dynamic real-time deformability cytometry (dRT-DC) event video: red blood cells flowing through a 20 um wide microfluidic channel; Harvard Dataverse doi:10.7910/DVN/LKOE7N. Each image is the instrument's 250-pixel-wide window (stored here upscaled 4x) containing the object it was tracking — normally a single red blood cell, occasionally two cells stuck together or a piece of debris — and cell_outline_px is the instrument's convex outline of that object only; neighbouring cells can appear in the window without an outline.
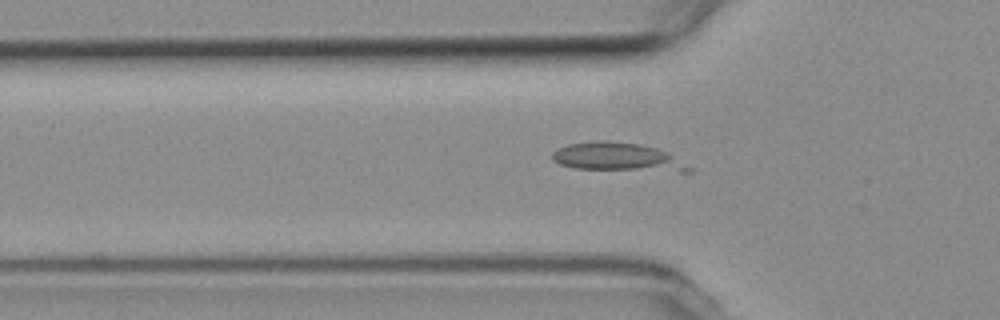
{"species": "common noctule bat (a hibernating species)", "species_latin": "Nyctalus noctula", "temperature_condition": "room temperature", "stored_images_in_passage": 50, "camera_frame_rate_fps": 3000, "um_per_image_px": 0.085, "animal": {"sex": "female", "body_mass_g": 19.3, "forearm_length_mm": 54.1}, "frame": {"image": 1, "passage_image": 17, "time_ms": 5.333, "image_size_px": [1000, 320], "cell_outline_px": [[692, 172], [680, 172], [576, 168], [560, 164], [552, 160], [552, 152], [568, 144], [596, 140], [608, 140], [640, 144], [656, 148], [672, 156], [692, 168]], "centroid_in_image_um": [52.47, 13.35], "position_along_channel_um": 73.3, "area_um2": 22.54}}
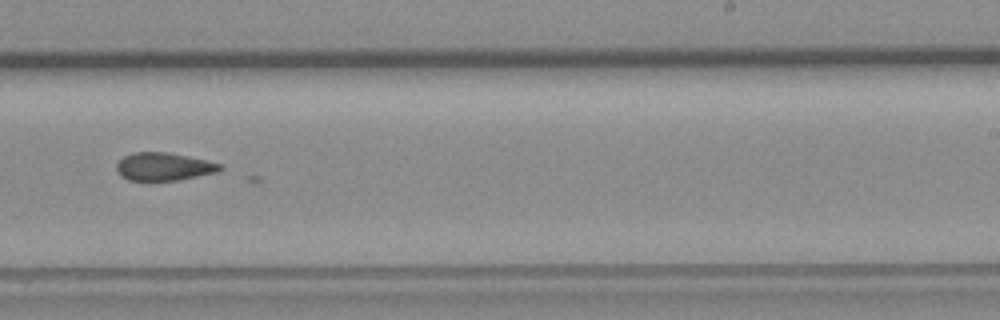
{"frame": {"image": 2, "passage_image": 33, "time_ms": 10.667, "image_size_px": [1000, 320], "cell_outline_px": [[224, 168], [220, 172], [180, 180], [128, 180], [120, 176], [116, 168], [116, 164], [124, 156], [132, 152], [168, 152], [208, 160], [220, 164]], "centroid_in_image_um": [13.95, 14.16], "position_along_channel_um": 275.0, "area_um2": 17.05}}
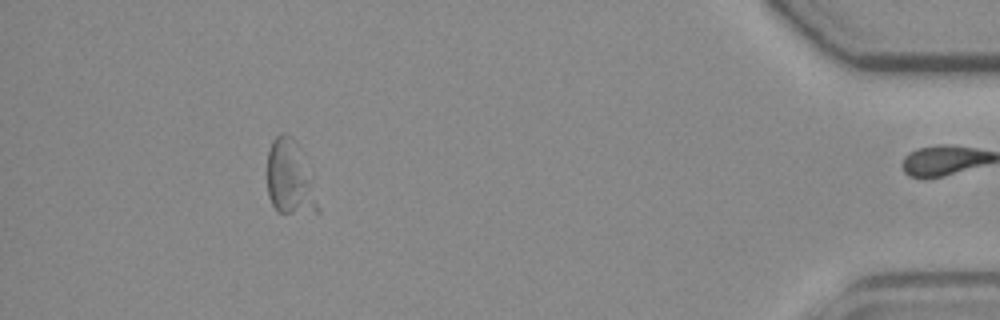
{"frame": {"image": 3, "passage_image": 49, "time_ms": 16.0, "image_size_px": [1000, 320], "cell_outline_px": [[320, 212], [280, 212], [272, 204], [268, 196], [268, 152], [272, 140], [276, 136], [284, 132], [292, 136], [312, 176], [320, 208]], "centroid_in_image_um": [24.65, 15.12], "position_along_channel_um": 410.5, "area_um2": 21.73}}